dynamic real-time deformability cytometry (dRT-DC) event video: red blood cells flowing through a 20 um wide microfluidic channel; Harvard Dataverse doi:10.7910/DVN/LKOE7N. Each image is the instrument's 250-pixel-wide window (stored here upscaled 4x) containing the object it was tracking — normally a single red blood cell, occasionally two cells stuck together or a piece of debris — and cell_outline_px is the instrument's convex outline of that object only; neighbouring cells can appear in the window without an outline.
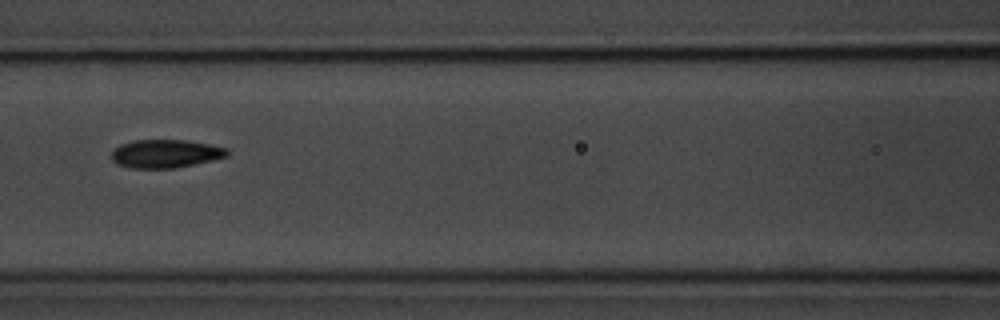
{"species": "common noctule bat (a hibernating species)", "species_latin": "Nyctalus noctula", "temperature_condition": "room temperature", "stored_images_in_passage": 6, "camera_frame_rate_fps": 3000, "um_per_image_px": 0.085, "animal": {"sex": "male", "body_mass_g": 20.1, "forearm_length_mm": 53.5}, "frame": {"image": 1, "passage_image": 4, "time_ms": 3.333, "image_size_px": [1000, 320], "cell_outline_px": [[232, 152], [228, 156], [212, 160], [176, 168], [132, 168], [116, 164], [112, 160], [112, 152], [120, 144], [136, 140], [188, 140], [228, 148]], "centroid_in_image_um": [14.1, 13.06], "position_along_channel_um": 152.5, "area_um2": 19.13}}
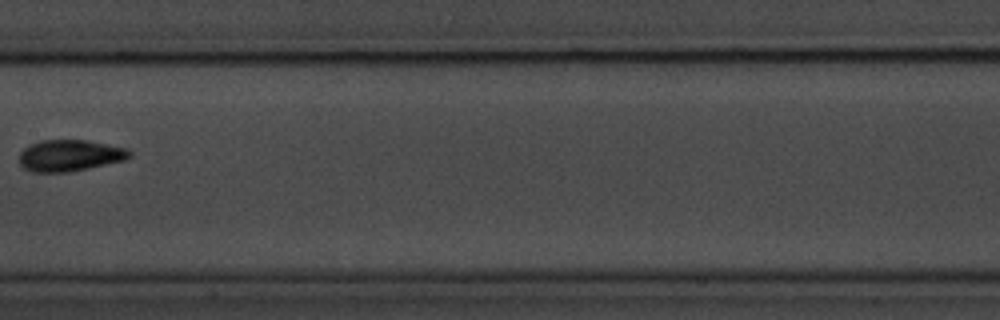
{"frame": {"image": 2, "passage_image": 5, "time_ms": 4.667, "image_size_px": [1000, 320], "cell_outline_px": [[132, 156], [124, 160], [88, 168], [68, 172], [32, 172], [24, 168], [20, 164], [20, 152], [28, 144], [40, 140], [88, 140], [128, 148], [132, 152]], "centroid_in_image_um": [5.93, 13.2], "position_along_channel_um": 201.5, "area_um2": 20.35}}
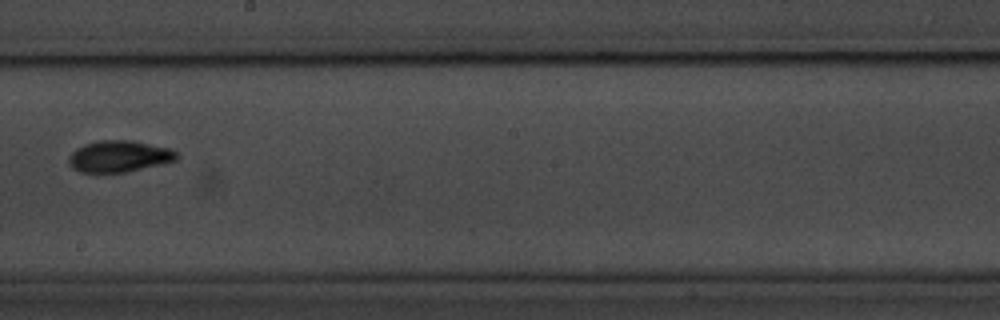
{"frame": {"image": 3, "passage_image": 6, "time_ms": 5.667, "image_size_px": [1000, 320], "cell_outline_px": [[180, 156], [176, 160], [164, 164], [124, 172], [80, 172], [72, 168], [68, 164], [68, 156], [76, 148], [84, 144], [96, 140], [132, 140], [172, 148]], "centroid_in_image_um": [10.13, 13.27], "position_along_channel_um": 238.1, "area_um2": 20.11}}